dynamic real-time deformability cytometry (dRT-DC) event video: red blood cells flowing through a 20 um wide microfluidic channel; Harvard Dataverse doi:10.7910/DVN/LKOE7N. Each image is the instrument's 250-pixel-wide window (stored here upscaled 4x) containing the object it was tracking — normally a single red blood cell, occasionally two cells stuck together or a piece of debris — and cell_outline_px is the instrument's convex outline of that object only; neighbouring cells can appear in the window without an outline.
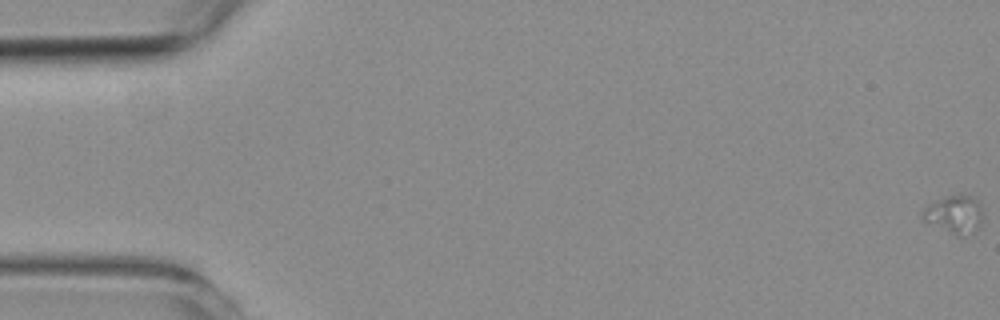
{"species": "common noctule bat (a hibernating species)", "species_latin": "Nyctalus noctula", "temperature_condition": "room temperature", "stored_images_in_passage": 40, "camera_frame_rate_fps": 3000, "um_per_image_px": 0.085, "animal": {"sex": "female", "body_mass_g": 19.3, "forearm_length_mm": 54.1}, "frame": {"image": 1, "passage_image": 1, "time_ms": 0.0, "image_size_px": [1000, 320], "cell_outline_px": [[984, 220], [980, 228], [972, 232], [960, 236], [956, 236], [924, 220], [920, 216], [924, 208], [928, 204], [936, 200], [960, 192], [972, 196], [980, 200], [984, 216]], "centroid_in_image_um": [81.2, 18.19], "position_along_channel_um": 3.8, "area_um2": 13.87}}